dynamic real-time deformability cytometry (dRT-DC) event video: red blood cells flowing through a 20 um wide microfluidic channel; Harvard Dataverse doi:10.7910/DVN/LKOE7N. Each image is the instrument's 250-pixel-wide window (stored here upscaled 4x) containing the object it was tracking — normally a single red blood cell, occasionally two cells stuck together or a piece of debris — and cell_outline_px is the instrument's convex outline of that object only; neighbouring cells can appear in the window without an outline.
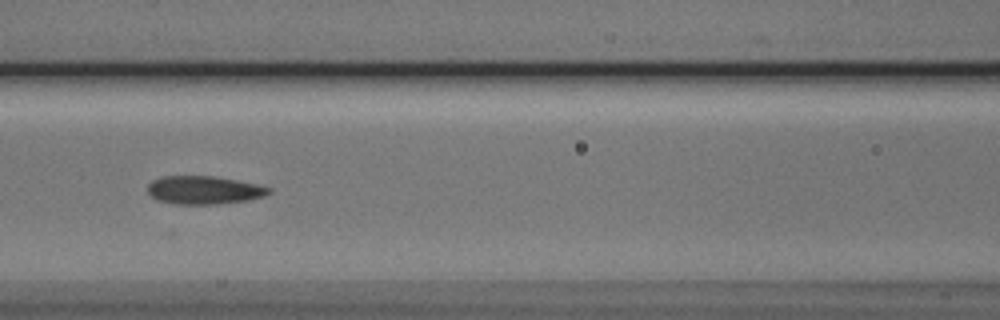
{"species": "Egyptian fruit bat (a non-hibernating species)", "species_latin": "Rousettus aegyptiacus", "temperature_condition": "cold", "stored_images_in_passage": 7, "camera_frame_rate_fps": 3000, "um_per_image_px": 0.085, "animal": {"sex": "male"}, "frame": {"image": 1, "passage_image": 5, "time_ms": 4.667, "image_size_px": [1000, 320], "cell_outline_px": [[272, 192], [264, 196], [248, 200], [216, 204], [172, 204], [156, 200], [148, 192], [148, 184], [152, 180], [160, 176], [216, 176], [256, 184], [272, 188]], "centroid_in_image_um": [17.32, 16.15], "position_along_channel_um": 149.3, "area_um2": 20.06}}
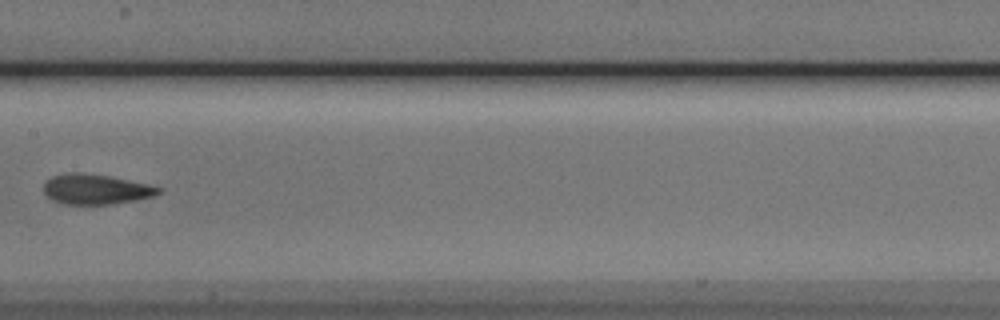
{"frame": {"image": 2, "passage_image": 6, "time_ms": 6.0, "image_size_px": [1000, 320], "cell_outline_px": [[164, 188], [156, 196], [136, 200], [112, 204], [60, 204], [52, 200], [44, 192], [44, 184], [52, 176], [64, 172], [80, 172], [108, 176], [148, 184]], "centroid_in_image_um": [8.15, 16.09], "position_along_channel_um": 199.2, "area_um2": 20.29}}
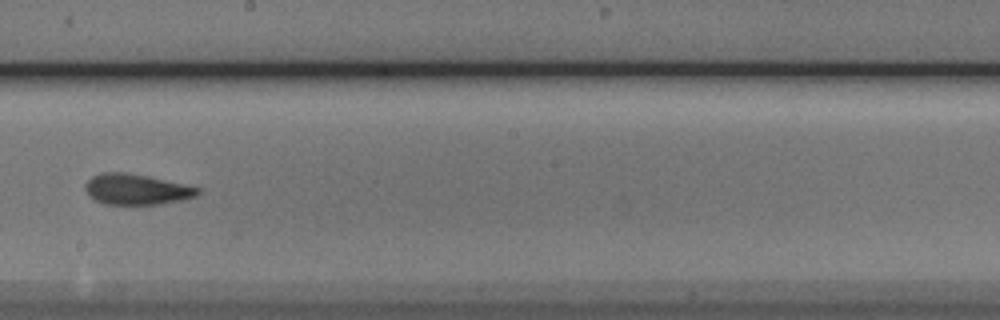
{"frame": {"image": 3, "passage_image": 7, "time_ms": 7.0, "image_size_px": [1000, 320], "cell_outline_px": [[200, 192], [196, 196], [184, 200], [160, 204], [104, 204], [96, 200], [84, 188], [84, 184], [92, 176], [100, 172], [124, 172], [148, 176], [184, 184], [200, 188]], "centroid_in_image_um": [11.61, 16.09], "position_along_channel_um": 236.6, "area_um2": 20.06}}